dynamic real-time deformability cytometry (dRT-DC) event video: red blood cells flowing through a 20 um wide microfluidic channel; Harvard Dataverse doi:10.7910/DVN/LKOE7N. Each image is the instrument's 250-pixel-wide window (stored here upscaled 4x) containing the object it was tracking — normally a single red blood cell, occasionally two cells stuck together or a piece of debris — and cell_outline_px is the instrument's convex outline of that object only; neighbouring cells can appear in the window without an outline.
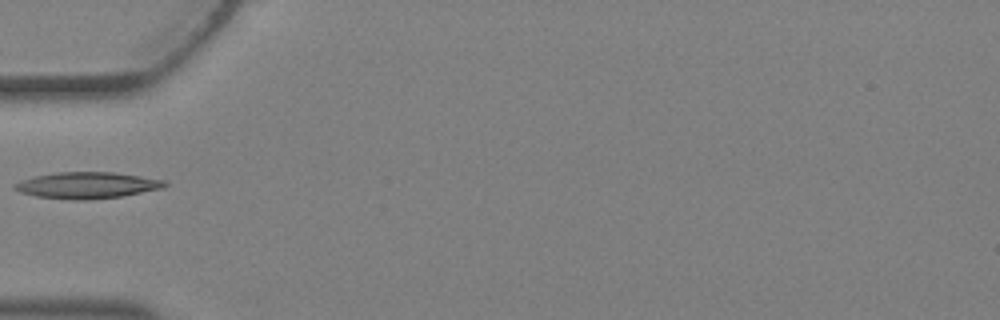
{"species": "Egyptian fruit bat (a non-hibernating species)", "species_latin": "Rousettus aegyptiacus", "temperature_condition": "warm", "stored_images_in_passage": 4, "camera_frame_rate_fps": 3000, "um_per_image_px": 0.085, "animal": {"sex": "female"}, "frame": {"image": 1, "passage_image": 4, "time_ms": 1.0, "image_size_px": [1000, 320], "cell_outline_px": [[168, 184], [164, 188], [120, 196], [88, 200], [72, 200], [36, 196], [20, 192], [12, 188], [12, 184], [20, 180], [32, 176], [56, 172], [112, 172], [140, 176], [164, 180]], "centroid_in_image_um": [7.34, 15.74], "position_along_channel_um": 77.7, "area_um2": 23.18}}